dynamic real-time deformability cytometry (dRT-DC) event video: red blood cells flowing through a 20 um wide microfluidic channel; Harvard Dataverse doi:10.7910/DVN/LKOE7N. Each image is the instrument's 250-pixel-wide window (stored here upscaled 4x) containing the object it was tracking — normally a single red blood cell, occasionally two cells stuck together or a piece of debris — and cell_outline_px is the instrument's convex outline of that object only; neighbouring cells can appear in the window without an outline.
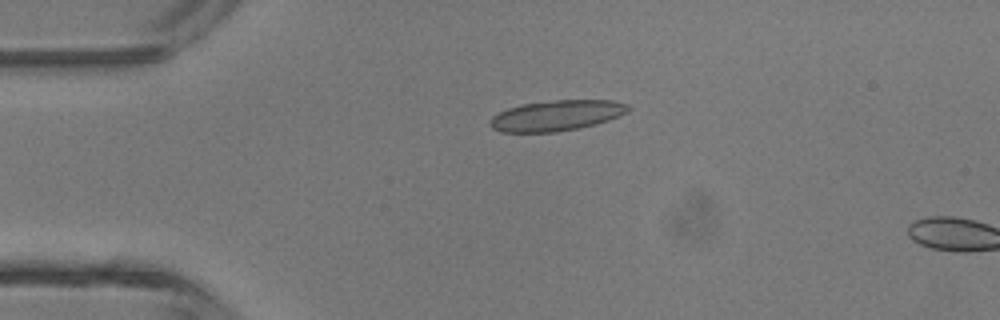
{"species": "common noctule bat (a hibernating species)", "species_latin": "Nyctalus noctula", "temperature_condition": "room temperature", "stored_images_in_passage": 2, "camera_frame_rate_fps": 3000, "um_per_image_px": 0.085, "animal": {"sex": "male", "body_mass_g": 13.3}, "frame": {"image": 1, "passage_image": 1, "time_ms": 0.0, "image_size_px": [1000, 320], "cell_outline_px": [[632, 108], [628, 112], [608, 120], [596, 124], [580, 128], [556, 132], [500, 132], [492, 128], [488, 124], [492, 116], [508, 108], [520, 104], [556, 100], [612, 100], [628, 104]], "centroid_in_image_um": [47.31, 9.82], "position_along_channel_um": 37.7, "area_um2": 24.74}}